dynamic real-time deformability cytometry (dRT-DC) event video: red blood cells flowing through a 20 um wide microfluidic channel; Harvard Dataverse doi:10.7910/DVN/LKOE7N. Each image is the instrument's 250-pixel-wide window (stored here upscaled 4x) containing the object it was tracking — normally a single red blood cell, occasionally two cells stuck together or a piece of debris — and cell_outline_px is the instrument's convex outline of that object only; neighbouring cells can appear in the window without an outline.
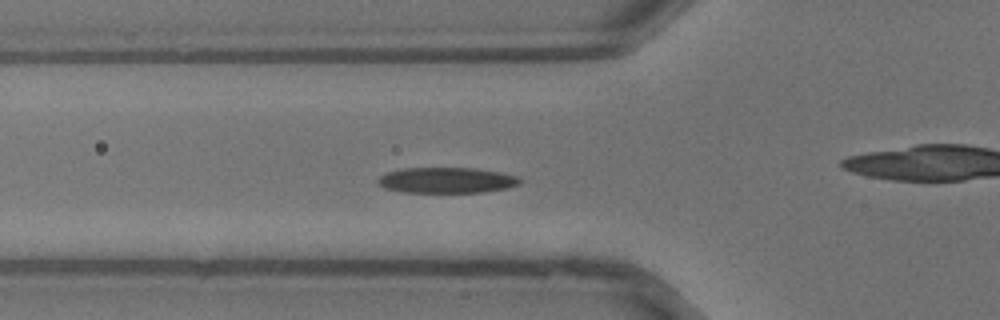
{"species": "common noctule bat (a hibernating species)", "species_latin": "Nyctalus noctula", "temperature_condition": "warm", "stored_images_in_passage": 29, "camera_frame_rate_fps": 3000, "um_per_image_px": 0.085, "animal": {"sex": "male", "body_mass_g": 13.3}, "frame": {"image": 1, "passage_image": 13, "time_ms": 4.0, "image_size_px": [1000, 320], "cell_outline_px": [[524, 180], [520, 184], [508, 188], [484, 192], [400, 192], [384, 188], [376, 184], [376, 180], [380, 176], [388, 172], [404, 168], [476, 168], [500, 172], [520, 176]], "centroid_in_image_um": [37.99, 15.32], "position_along_channel_um": 87.8, "area_um2": 21.56}}
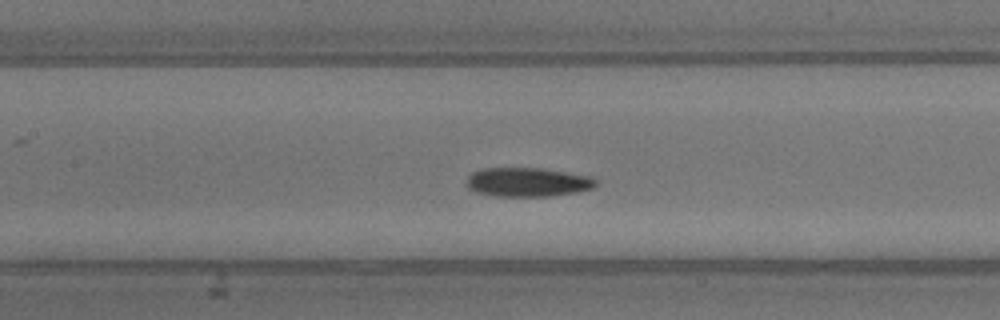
{"frame": {"image": 2, "passage_image": 17, "time_ms": 5.333, "image_size_px": [1000, 320], "cell_outline_px": [[596, 184], [592, 188], [576, 192], [552, 196], [496, 196], [476, 192], [468, 188], [468, 176], [472, 172], [480, 168], [540, 168], [592, 176], [596, 180]], "centroid_in_image_um": [44.84, 15.47], "position_along_channel_um": 162.6, "area_um2": 21.85}}
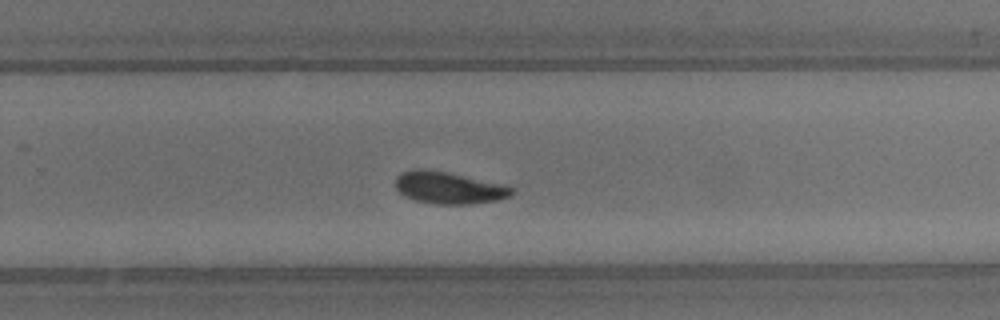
{"frame": {"image": 3, "passage_image": 24, "time_ms": 7.667, "image_size_px": [1000, 320], "cell_outline_px": [[512, 192], [508, 196], [496, 200], [472, 204], [436, 204], [416, 200], [400, 192], [396, 188], [396, 176], [400, 172], [412, 168], [428, 168], [448, 172], [500, 184], [512, 188]], "centroid_in_image_um": [38.07, 15.94], "position_along_channel_um": 291.7, "area_um2": 21.44}}